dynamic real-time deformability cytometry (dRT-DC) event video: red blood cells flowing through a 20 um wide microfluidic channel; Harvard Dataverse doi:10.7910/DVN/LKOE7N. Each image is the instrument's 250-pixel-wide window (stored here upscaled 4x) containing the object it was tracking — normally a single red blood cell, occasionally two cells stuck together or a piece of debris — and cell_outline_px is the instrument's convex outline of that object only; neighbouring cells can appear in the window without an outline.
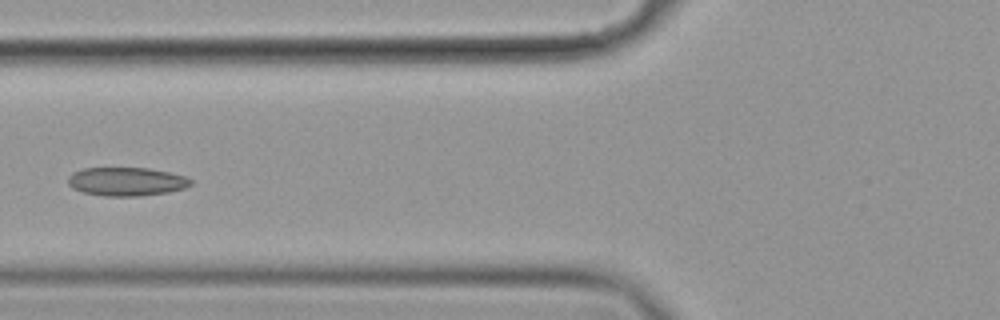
{"species": "common noctule bat (a hibernating species)", "species_latin": "Nyctalus noctula", "temperature_condition": "cold", "stored_images_in_passage": 9, "camera_frame_rate_fps": 3000, "um_per_image_px": 0.085, "animal": {"sex": "female", "body_mass_g": 19.9}, "frame": {"image": 1, "passage_image": 7, "time_ms": 2.0, "image_size_px": [1000, 320], "cell_outline_px": [[192, 184], [184, 188], [168, 192], [140, 196], [104, 196], [84, 192], [72, 188], [68, 184], [68, 176], [72, 172], [84, 168], [148, 168], [168, 172], [184, 176], [192, 180]], "centroid_in_image_um": [10.73, 15.43], "position_along_channel_um": 115.1, "area_um2": 20.4}}
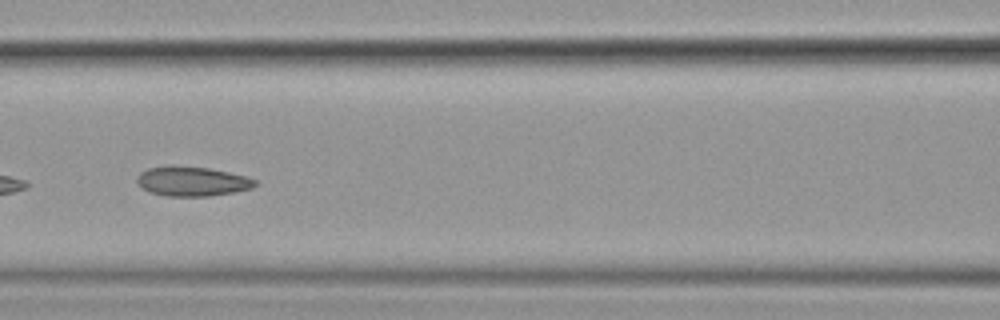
{"frame": {"image": 2, "passage_image": 8, "time_ms": 2.333, "image_size_px": [1000, 320], "cell_outline_px": [[256, 184], [252, 188], [232, 192], [208, 196], [168, 196], [148, 192], [140, 188], [136, 180], [136, 176], [140, 172], [148, 168], [208, 168], [228, 172], [244, 176], [256, 180]], "centroid_in_image_um": [16.3, 15.45], "position_along_channel_um": 150.3, "area_um2": 19.65}}
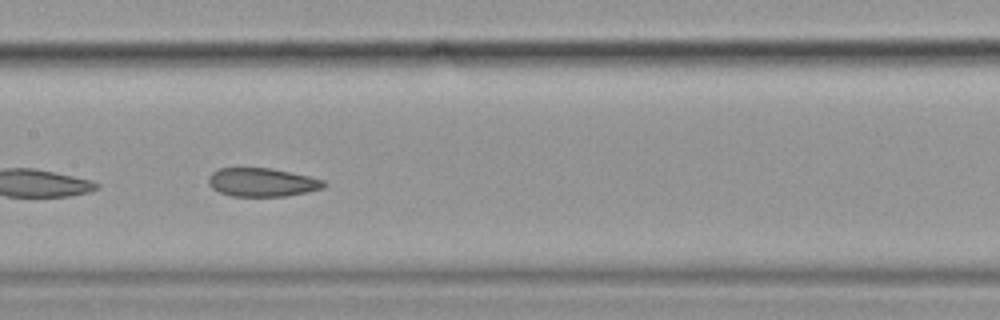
{"frame": {"image": 3, "passage_image": 9, "time_ms": 2.667, "image_size_px": [1000, 320], "cell_outline_px": [[328, 184], [324, 188], [284, 196], [232, 196], [220, 192], [212, 188], [208, 184], [208, 176], [212, 172], [220, 168], [268, 168], [308, 176], [324, 180]], "centroid_in_image_um": [22.25, 15.49], "position_along_channel_um": 185.1, "area_um2": 19.02}}